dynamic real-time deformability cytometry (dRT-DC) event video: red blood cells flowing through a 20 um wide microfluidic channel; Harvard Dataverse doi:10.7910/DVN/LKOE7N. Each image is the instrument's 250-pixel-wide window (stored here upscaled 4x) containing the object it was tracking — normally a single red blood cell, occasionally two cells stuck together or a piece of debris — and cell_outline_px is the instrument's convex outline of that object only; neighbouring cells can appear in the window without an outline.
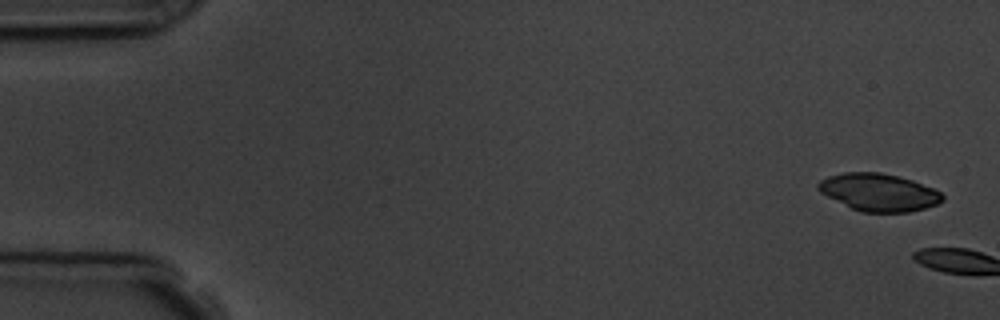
{"species": "common noctule bat (a hibernating species)", "species_latin": "Nyctalus noctula", "temperature_condition": "room temperature", "stored_images_in_passage": 2, "camera_frame_rate_fps": 3000, "um_per_image_px": 0.085, "animal": {"sex": "male", "body_mass_g": 19.5, "forearm_length_mm": 54.6}, "frame": {"image": 1, "passage_image": 1, "time_ms": 0.0, "image_size_px": [1000, 320], "cell_outline_px": [[944, 200], [936, 204], [924, 208], [908, 212], [860, 212], [820, 192], [816, 188], [816, 184], [820, 180], [828, 176], [844, 172], [880, 172], [912, 180], [932, 188], [940, 192], [944, 196]], "centroid_in_image_um": [74.67, 16.34], "position_along_channel_um": 10.3, "area_um2": 26.93}}